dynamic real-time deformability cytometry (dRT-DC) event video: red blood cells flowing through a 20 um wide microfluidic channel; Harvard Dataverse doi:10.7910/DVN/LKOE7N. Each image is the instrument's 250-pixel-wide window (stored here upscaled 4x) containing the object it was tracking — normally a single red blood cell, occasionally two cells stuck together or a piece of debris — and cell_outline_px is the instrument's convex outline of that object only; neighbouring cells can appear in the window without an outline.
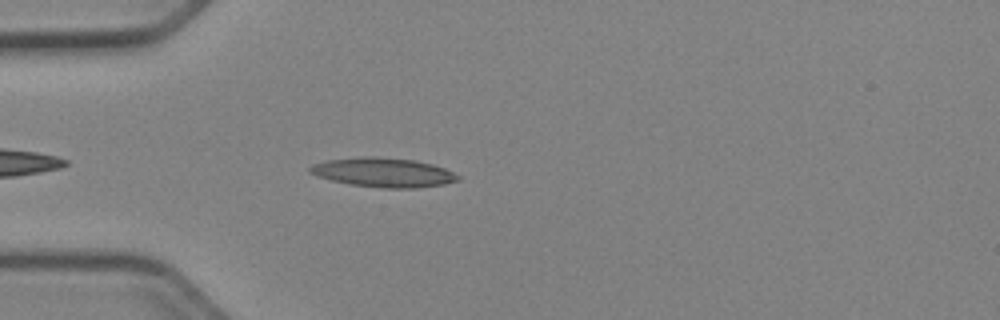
{"species": "Egyptian fruit bat (a non-hibernating species)", "species_latin": "Rousettus aegyptiacus", "temperature_condition": "cold", "stored_images_in_passage": 31, "camera_frame_rate_fps": 3000, "um_per_image_px": 0.085, "animal": {"sex": "female"}, "frame": {"image": 1, "passage_image": 3, "time_ms": 0.667, "image_size_px": [1000, 320], "cell_outline_px": [[460, 180], [444, 184], [416, 188], [384, 188], [352, 184], [332, 180], [316, 176], [308, 172], [308, 168], [312, 164], [328, 160], [364, 156], [376, 156], [416, 160], [432, 164], [444, 168], [460, 176]], "centroid_in_image_um": [32.58, 14.65], "position_along_channel_um": 52.4, "area_um2": 25.26}}
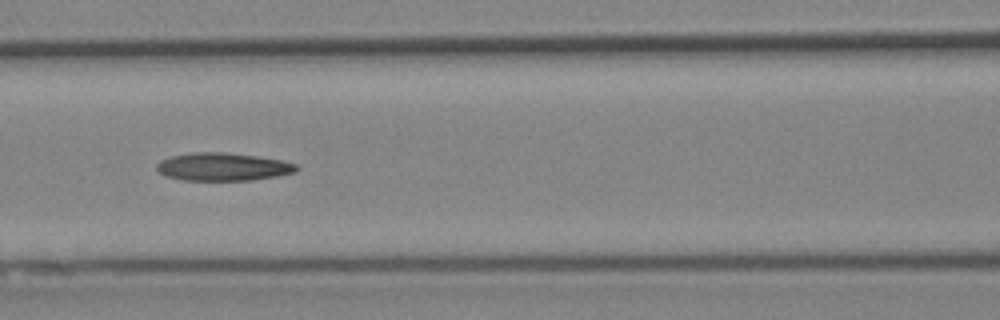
{"frame": {"image": 2, "passage_image": 11, "time_ms": 3.333, "image_size_px": [1000, 320], "cell_outline_px": [[300, 168], [296, 172], [280, 176], [252, 180], [184, 180], [164, 176], [156, 168], [156, 164], [160, 160], [172, 156], [192, 152], [224, 152], [256, 156], [280, 160], [300, 164]], "centroid_in_image_um": [18.99, 14.18], "position_along_channel_um": 147.6, "area_um2": 22.95}}
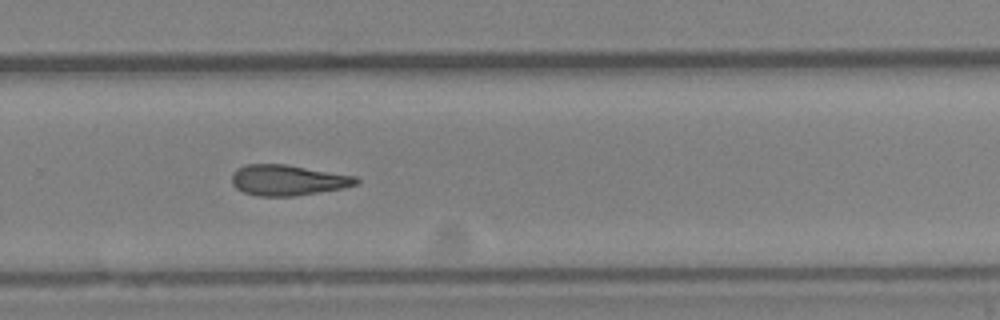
{"frame": {"image": 3, "passage_image": 23, "time_ms": 7.333, "image_size_px": [1000, 320], "cell_outline_px": [[360, 180], [356, 184], [344, 188], [296, 196], [256, 196], [244, 192], [236, 188], [232, 184], [232, 172], [236, 168], [244, 164], [288, 164], [356, 176]], "centroid_in_image_um": [24.45, 15.3], "position_along_channel_um": 305.4, "area_um2": 22.48}}